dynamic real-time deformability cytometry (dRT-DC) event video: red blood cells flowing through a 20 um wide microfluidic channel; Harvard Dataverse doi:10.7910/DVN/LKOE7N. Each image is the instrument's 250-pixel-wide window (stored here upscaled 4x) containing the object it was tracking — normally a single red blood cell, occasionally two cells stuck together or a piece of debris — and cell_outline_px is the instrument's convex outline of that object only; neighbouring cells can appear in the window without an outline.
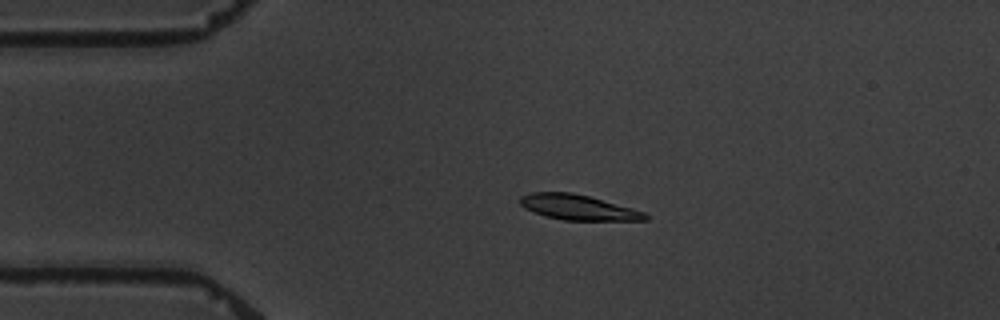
{"species": "common noctule bat (a hibernating species)", "species_latin": "Nyctalus noctula", "temperature_condition": "warm", "stored_images_in_passage": 4, "camera_frame_rate_fps": 3000, "um_per_image_px": 0.085, "animal": {"sex": "male", "body_mass_g": 19.5, "forearm_length_mm": 54.6}, "frame": {"image": 1, "passage_image": 3, "time_ms": 4.0, "image_size_px": [1000, 320], "cell_outline_px": [[652, 216], [648, 220], [564, 220], [544, 216], [524, 208], [520, 204], [520, 196], [528, 192], [572, 192], [588, 196], [632, 208], [644, 212]], "centroid_in_image_um": [49.13, 17.62], "position_along_channel_um": 35.9, "area_um2": 18.44}}